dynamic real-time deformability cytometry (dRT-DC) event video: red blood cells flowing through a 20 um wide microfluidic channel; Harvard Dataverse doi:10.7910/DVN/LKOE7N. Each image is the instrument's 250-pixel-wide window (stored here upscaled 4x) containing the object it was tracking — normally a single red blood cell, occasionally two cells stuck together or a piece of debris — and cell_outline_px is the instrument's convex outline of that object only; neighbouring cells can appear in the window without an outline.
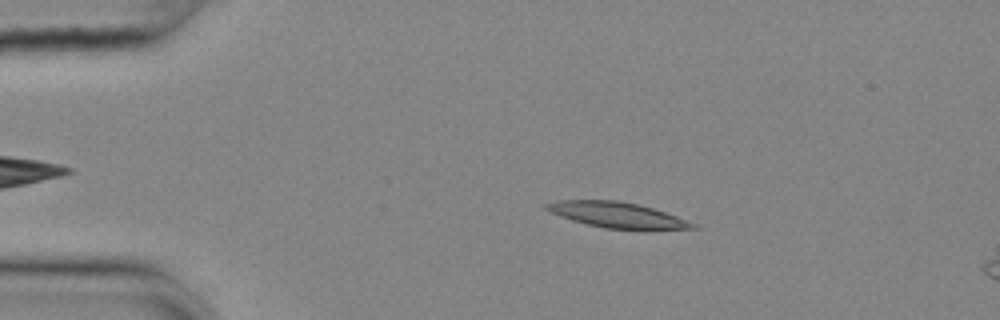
{"species": "common noctule bat (a hibernating species)", "species_latin": "Nyctalus noctula", "temperature_condition": "cold", "stored_images_in_passage": 16, "camera_frame_rate_fps": 3000, "um_per_image_px": 0.085, "animal": {"sex": "female", "body_mass_g": 25.1}, "frame": {"image": 1, "passage_image": 10, "time_ms": 3.0, "image_size_px": [1000, 320], "cell_outline_px": [[700, 228], [644, 232], [604, 228], [572, 220], [560, 216], [544, 208], [544, 204], [556, 200], [620, 200], [652, 208], [676, 216], [696, 224]], "centroid_in_image_um": [52.55, 18.31], "position_along_channel_um": 32.5, "area_um2": 22.48}}